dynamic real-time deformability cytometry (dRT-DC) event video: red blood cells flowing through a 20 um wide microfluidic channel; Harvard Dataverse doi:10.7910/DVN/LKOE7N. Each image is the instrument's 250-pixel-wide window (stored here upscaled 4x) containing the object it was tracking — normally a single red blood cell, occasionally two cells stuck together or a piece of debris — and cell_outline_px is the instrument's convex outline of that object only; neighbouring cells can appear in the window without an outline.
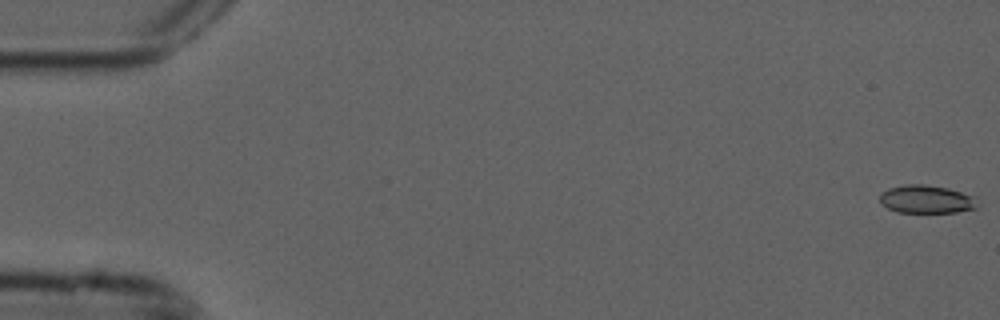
{"species": "common noctule bat (a hibernating species)", "species_latin": "Nyctalus noctula", "temperature_condition": "cold", "stored_images_in_passage": 6, "camera_frame_rate_fps": 3000, "um_per_image_px": 0.085, "animal": {"sex": "male", "forearm_length_mm": 52.5}, "frame": {"image": 1, "passage_image": 1, "time_ms": 0.0, "image_size_px": [1000, 320], "cell_outline_px": [[976, 208], [956, 212], [896, 212], [888, 208], [880, 200], [880, 196], [888, 188], [904, 184], [924, 184], [948, 188], [972, 196]], "centroid_in_image_um": [78.7, 16.93], "position_along_channel_um": 6.3, "area_um2": 15.61}}
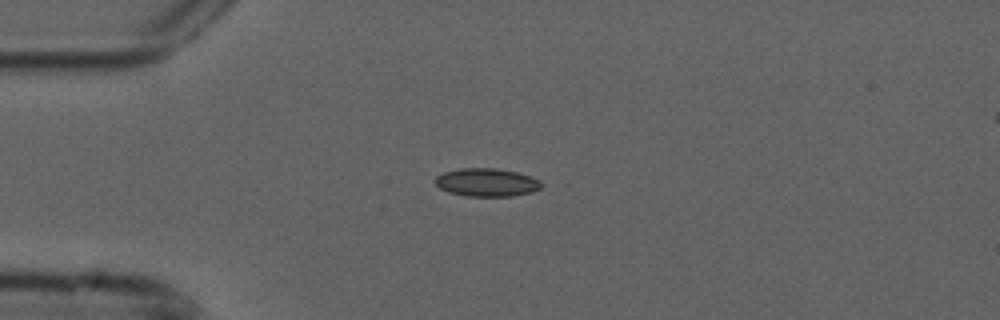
{"frame": {"image": 2, "passage_image": 4, "time_ms": 1.0, "image_size_px": [1000, 320], "cell_outline_px": [[544, 184], [540, 188], [532, 192], [512, 196], [468, 196], [448, 192], [440, 188], [436, 184], [436, 176], [444, 172], [460, 168], [496, 168], [516, 172], [540, 180]], "centroid_in_image_um": [41.38, 15.5], "position_along_channel_um": 43.6, "area_um2": 17.34}}
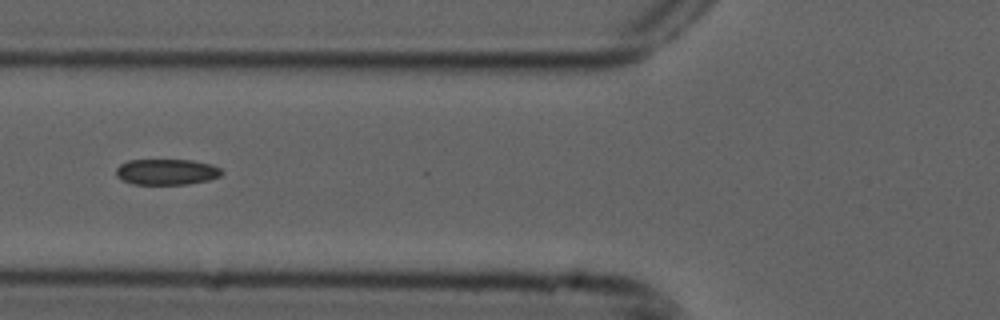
{"frame": {"image": 3, "passage_image": 6, "time_ms": 1.667, "image_size_px": [1000, 320], "cell_outline_px": [[224, 172], [220, 176], [208, 180], [188, 184], [132, 184], [116, 176], [116, 168], [120, 164], [128, 160], [192, 160], [212, 164], [220, 168]], "centroid_in_image_um": [14.17, 14.6], "position_along_channel_um": 111.6, "area_um2": 15.95}}